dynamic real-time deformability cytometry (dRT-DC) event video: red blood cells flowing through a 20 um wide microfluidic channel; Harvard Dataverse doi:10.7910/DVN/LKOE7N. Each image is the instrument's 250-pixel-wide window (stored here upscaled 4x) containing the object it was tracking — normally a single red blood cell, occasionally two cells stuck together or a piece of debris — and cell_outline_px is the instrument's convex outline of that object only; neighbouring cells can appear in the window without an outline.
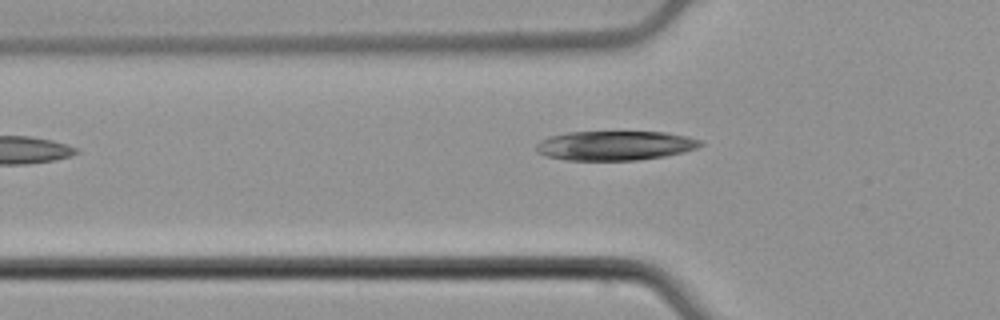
{"species": "common noctule bat (a hibernating species)", "species_latin": "Nyctalus noctula", "temperature_condition": "cold", "stored_images_in_passage": 5, "camera_frame_rate_fps": 3000, "um_per_image_px": 0.085, "animal": {"sex": "male", "body_mass_g": 21.5, "forearm_length_mm": 52.0}, "frame": {"image": 1, "passage_image": 5, "time_ms": 1.333, "image_size_px": [1000, 320], "cell_outline_px": [[704, 144], [696, 148], [684, 152], [664, 156], [636, 160], [564, 160], [544, 156], [536, 152], [536, 144], [540, 140], [548, 136], [568, 132], [664, 132], [688, 136], [700, 140]], "centroid_in_image_um": [52.24, 12.37], "position_along_channel_um": 73.6, "area_um2": 28.32}}